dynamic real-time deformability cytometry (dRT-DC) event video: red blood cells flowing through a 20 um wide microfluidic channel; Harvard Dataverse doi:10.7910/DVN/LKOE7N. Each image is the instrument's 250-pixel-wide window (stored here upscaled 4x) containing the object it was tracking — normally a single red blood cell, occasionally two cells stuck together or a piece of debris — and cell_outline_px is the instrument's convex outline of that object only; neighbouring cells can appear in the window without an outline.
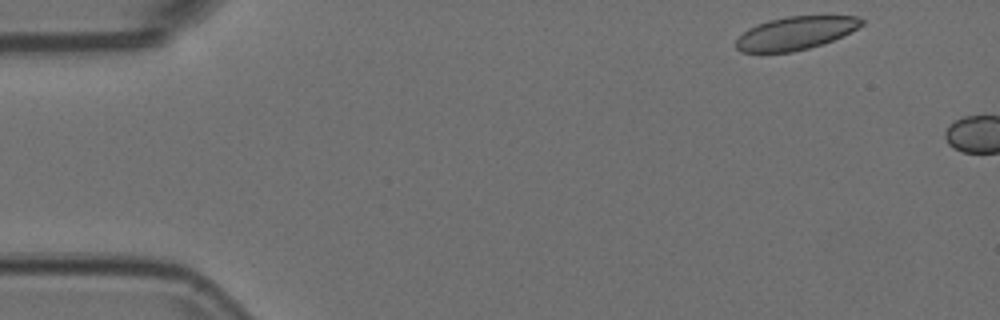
{"species": "Egyptian fruit bat (a non-hibernating species)", "species_latin": "Rousettus aegyptiacus", "temperature_condition": "room temperature", "stored_images_in_passage": 3, "camera_frame_rate_fps": 3000, "um_per_image_px": 0.085, "animal": {"sex": "female"}, "frame": {"image": 1, "passage_image": 1, "time_ms": 0.0, "image_size_px": [1000, 320], "cell_outline_px": [[864, 24], [824, 44], [792, 52], [740, 52], [736, 48], [736, 40], [748, 28], [756, 24], [768, 20], [788, 16], [856, 16], [864, 20]], "centroid_in_image_um": [67.59, 2.81], "position_along_channel_um": 17.4, "area_um2": 24.04}}